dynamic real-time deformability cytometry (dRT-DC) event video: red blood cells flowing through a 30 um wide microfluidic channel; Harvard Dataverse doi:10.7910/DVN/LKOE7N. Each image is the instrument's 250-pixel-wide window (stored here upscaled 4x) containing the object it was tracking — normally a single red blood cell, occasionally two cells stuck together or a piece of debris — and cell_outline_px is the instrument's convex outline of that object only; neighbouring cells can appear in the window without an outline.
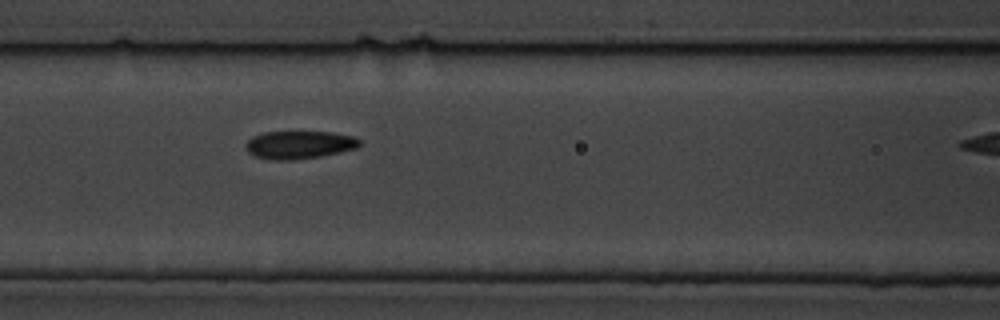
{"species": "common noctule bat (a hibernating species)", "species_latin": "Nyctalus noctula", "temperature_condition": "cold", "stored_images_in_passage": 10, "camera_frame_rate_fps": 3000, "um_per_image_px": 0.085, "animal": {"sex": "male", "body_mass_g": 19.5, "forearm_length_mm": 54.6}, "frame": {"image": 1, "passage_image": 6, "time_ms": 5.667, "image_size_px": [1000, 320], "cell_outline_px": [[360, 144], [356, 148], [340, 152], [320, 156], [296, 160], [272, 160], [256, 156], [248, 152], [244, 148], [244, 144], [252, 136], [264, 132], [332, 132], [352, 136], [360, 140]], "centroid_in_image_um": [25.39, 12.31], "position_along_channel_um": 141.2, "area_um2": 18.55}}
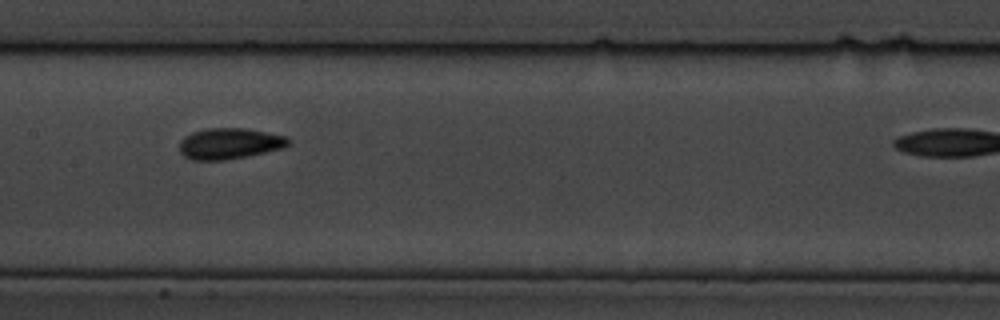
{"frame": {"image": 2, "passage_image": 7, "time_ms": 7.0, "image_size_px": [1000, 320], "cell_outline_px": [[292, 140], [284, 148], [248, 156], [224, 160], [192, 160], [184, 156], [180, 152], [180, 140], [184, 136], [192, 132], [208, 128], [244, 128], [288, 136]], "centroid_in_image_um": [19.52, 12.2], "position_along_channel_um": 187.9, "area_um2": 19.83}}
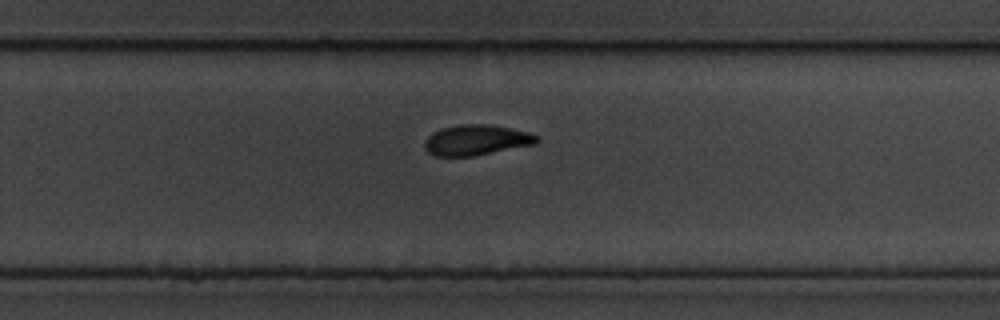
{"frame": {"image": 3, "passage_image": 10, "time_ms": 11.667, "image_size_px": [1000, 320], "cell_outline_px": [[540, 140], [536, 144], [472, 156], [436, 156], [428, 152], [424, 148], [424, 144], [428, 136], [432, 132], [440, 128], [460, 124], [488, 124], [528, 132], [536, 136]], "centroid_in_image_um": [40.46, 11.9], "position_along_channel_um": 289.3, "area_um2": 19.83}}